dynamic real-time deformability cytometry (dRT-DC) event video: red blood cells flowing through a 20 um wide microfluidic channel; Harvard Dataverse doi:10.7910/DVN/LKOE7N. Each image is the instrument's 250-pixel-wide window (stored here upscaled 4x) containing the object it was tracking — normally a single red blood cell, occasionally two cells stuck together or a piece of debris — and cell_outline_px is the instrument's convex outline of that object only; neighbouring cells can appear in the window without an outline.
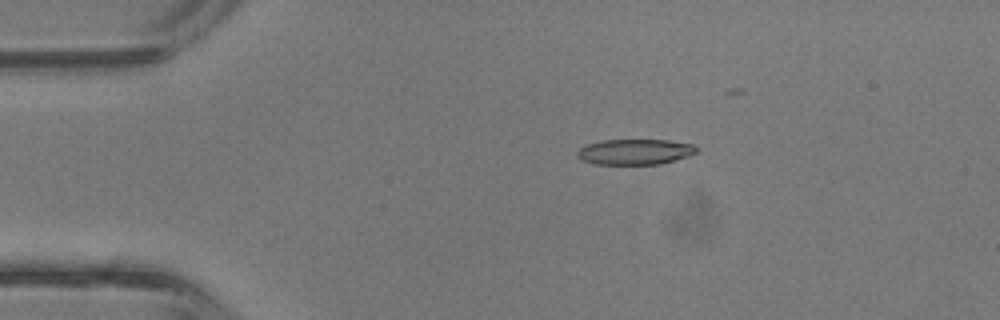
{"species": "common noctule bat (a hibernating species)", "species_latin": "Nyctalus noctula", "temperature_condition": "room temperature", "stored_images_in_passage": 3, "camera_frame_rate_fps": 3000, "um_per_image_px": 0.085, "animal": {"sex": "male", "body_mass_g": 13.3}, "frame": {"image": 1, "passage_image": 2, "time_ms": 0.333, "image_size_px": [1000, 320], "cell_outline_px": [[696, 152], [688, 156], [660, 164], [596, 164], [580, 160], [576, 156], [576, 152], [580, 148], [588, 144], [604, 140], [668, 140], [692, 144], [696, 148]], "centroid_in_image_um": [53.93, 12.91], "position_along_channel_um": 31.1, "area_um2": 17.63}}